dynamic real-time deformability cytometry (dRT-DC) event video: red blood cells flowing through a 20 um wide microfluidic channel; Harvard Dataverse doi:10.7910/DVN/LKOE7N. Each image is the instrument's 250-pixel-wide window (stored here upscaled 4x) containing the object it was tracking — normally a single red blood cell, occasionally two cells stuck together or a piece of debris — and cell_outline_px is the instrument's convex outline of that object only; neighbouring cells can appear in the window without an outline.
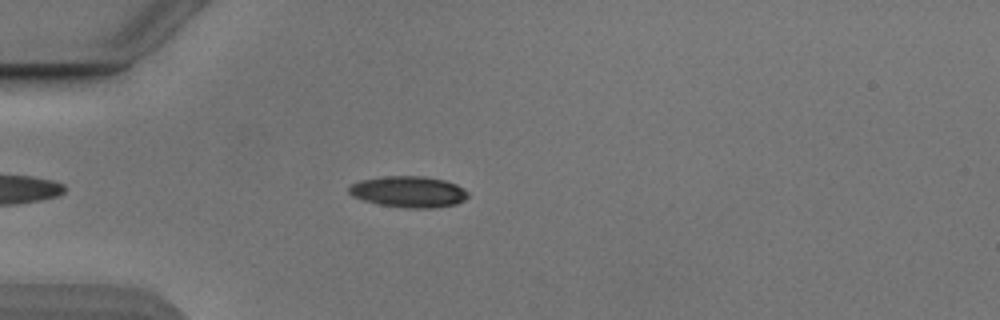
{"species": "Egyptian fruit bat (a non-hibernating species)", "species_latin": "Rousettus aegyptiacus", "temperature_condition": "cold", "stored_images_in_passage": 45, "camera_frame_rate_fps": 3000, "um_per_image_px": 0.085, "animal": {"sex": "male"}, "frame": {"image": 1, "passage_image": 7, "time_ms": 2.0, "image_size_px": [1000, 320], "cell_outline_px": [[468, 196], [464, 200], [456, 204], [436, 208], [404, 208], [380, 204], [364, 200], [352, 196], [348, 192], [348, 188], [352, 184], [360, 180], [384, 176], [424, 176], [444, 180], [456, 184], [464, 188], [468, 192]], "centroid_in_image_um": [34.75, 16.3], "position_along_channel_um": 50.3, "area_um2": 21.73}}
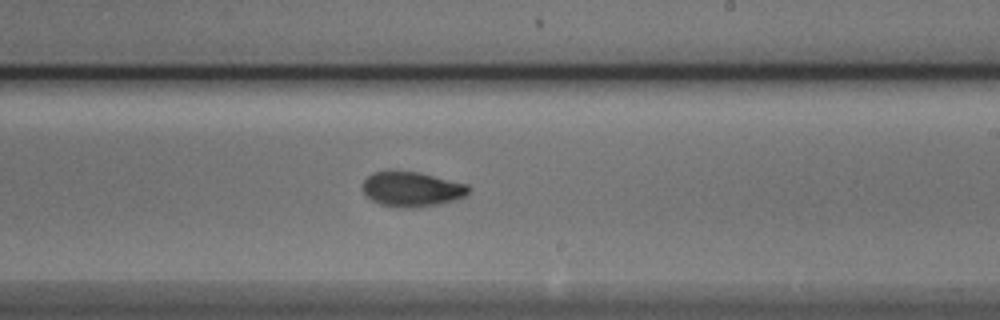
{"frame": {"image": 2, "passage_image": 24, "time_ms": 7.667, "image_size_px": [1000, 320], "cell_outline_px": [[472, 188], [468, 196], [460, 200], [440, 204], [412, 208], [404, 208], [380, 204], [372, 200], [364, 192], [364, 180], [372, 172], [388, 168], [396, 168], [420, 172], [468, 184]], "centroid_in_image_um": [35.06, 16.04], "position_along_channel_um": 253.9, "area_um2": 22.48}}
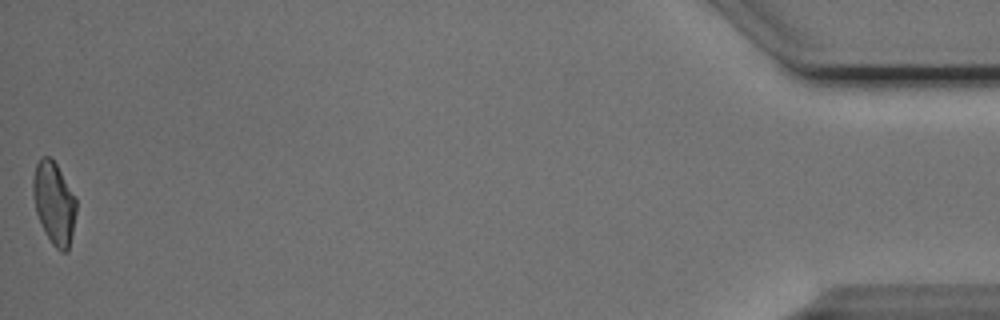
{"frame": {"image": 3, "passage_image": 45, "time_ms": 14.667, "image_size_px": [1000, 320], "cell_outline_px": [[76, 212], [72, 236], [68, 252], [60, 252], [52, 244], [44, 232], [36, 212], [32, 196], [32, 180], [36, 164], [40, 156], [48, 156], [56, 164], [76, 196]], "centroid_in_image_um": [4.59, 17.27], "position_along_channel_um": 430.6, "area_um2": 21.04}, "authors_computed_cell_mechanics": {"area_um2": 21.2126, "velocity_mm_per_s": 3.8721, "shape_relaxation_time_tau1_ms": 2.8419, "shape_relaxation_time_tau2_ms": 1.602, "deformation_change_tau1": 0.1309, "deformation_change_tau2": 0.0648}}